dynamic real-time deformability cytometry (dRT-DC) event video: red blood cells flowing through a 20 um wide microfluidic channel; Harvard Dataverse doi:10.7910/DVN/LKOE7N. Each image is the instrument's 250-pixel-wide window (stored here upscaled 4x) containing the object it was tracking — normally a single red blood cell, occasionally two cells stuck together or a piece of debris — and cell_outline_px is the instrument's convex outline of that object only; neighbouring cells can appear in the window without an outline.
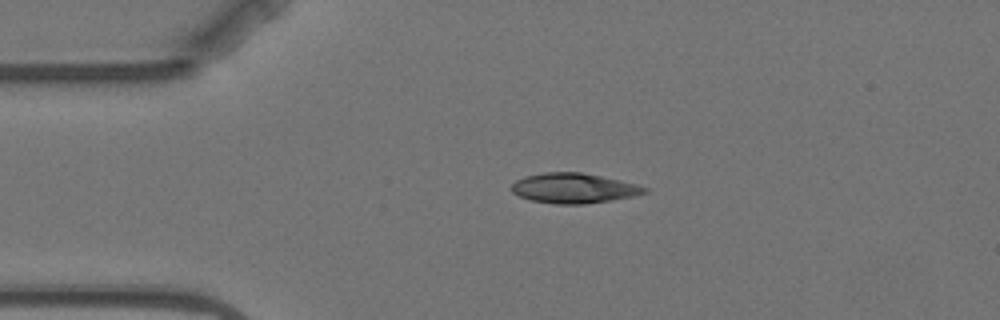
{"species": "Egyptian fruit bat (a non-hibernating species)", "species_latin": "Rousettus aegyptiacus", "temperature_condition": "warm", "stored_images_in_passage": 1, "camera_frame_rate_fps": 3000, "um_per_image_px": 0.085, "animal": {"sex": "female"}, "frame": {"image": 1, "passage_image": 1, "time_ms": 0.0, "image_size_px": [1000, 320], "cell_outline_px": [[648, 192], [632, 196], [584, 204], [552, 204], [532, 200], [520, 196], [512, 192], [512, 184], [516, 180], [524, 176], [544, 172], [580, 172], [600, 176], [636, 184], [648, 188]], "centroid_in_image_um": [48.74, 15.99], "position_along_channel_um": 36.3, "area_um2": 23.0}}